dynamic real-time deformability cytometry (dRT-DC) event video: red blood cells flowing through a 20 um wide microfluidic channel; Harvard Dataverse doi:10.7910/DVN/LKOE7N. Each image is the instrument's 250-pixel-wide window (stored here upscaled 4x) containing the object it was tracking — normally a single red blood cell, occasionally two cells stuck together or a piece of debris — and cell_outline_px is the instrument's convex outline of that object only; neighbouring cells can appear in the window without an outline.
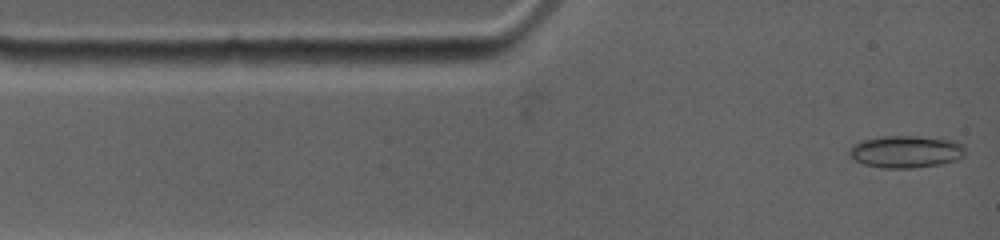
{"species": "common noctule bat (a hibernating species)", "species_latin": "Nyctalus noctula", "temperature_condition": "warm", "stored_images_in_passage": 8, "camera_frame_rate_fps": 4500, "um_per_image_px": 0.085, "animal": {"sex": "female", "body_mass_g": 19.0, "forearm_length_mm": 53.3}, "frame": {"image": 1, "passage_image": 1, "time_ms": 0.0, "image_size_px": [1000, 240], "cell_outline_px": [[964, 156], [956, 160], [940, 164], [912, 168], [880, 168], [864, 164], [856, 160], [848, 152], [852, 144], [864, 140], [884, 136], [916, 136], [956, 140], [964, 148]], "centroid_in_image_um": [77.01, 12.89], "position_along_channel_um": 8.0, "area_um2": 21.68}}
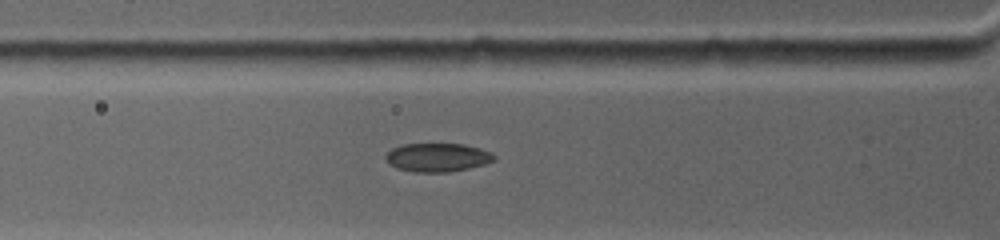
{"frame": {"image": 2, "passage_image": 6, "time_ms": 3.111, "image_size_px": [1000, 240], "cell_outline_px": [[496, 160], [484, 164], [468, 168], [448, 172], [416, 172], [396, 168], [388, 164], [384, 160], [384, 156], [392, 148], [404, 144], [464, 144], [480, 148], [492, 152], [496, 156]], "centroid_in_image_um": [37.18, 13.38], "position_along_channel_um": 88.6, "area_um2": 18.21}}
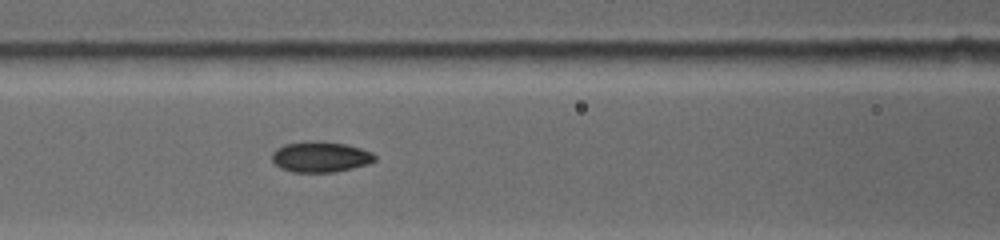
{"frame": {"image": 3, "passage_image": 8, "time_ms": 4.444, "image_size_px": [1000, 240], "cell_outline_px": [[376, 160], [368, 164], [336, 172], [292, 172], [280, 168], [272, 160], [272, 152], [276, 148], [284, 144], [304, 140], [320, 140], [344, 144], [360, 148], [372, 152], [376, 156]], "centroid_in_image_um": [27.22, 13.32], "position_along_channel_um": 139.4, "area_um2": 18.67}}